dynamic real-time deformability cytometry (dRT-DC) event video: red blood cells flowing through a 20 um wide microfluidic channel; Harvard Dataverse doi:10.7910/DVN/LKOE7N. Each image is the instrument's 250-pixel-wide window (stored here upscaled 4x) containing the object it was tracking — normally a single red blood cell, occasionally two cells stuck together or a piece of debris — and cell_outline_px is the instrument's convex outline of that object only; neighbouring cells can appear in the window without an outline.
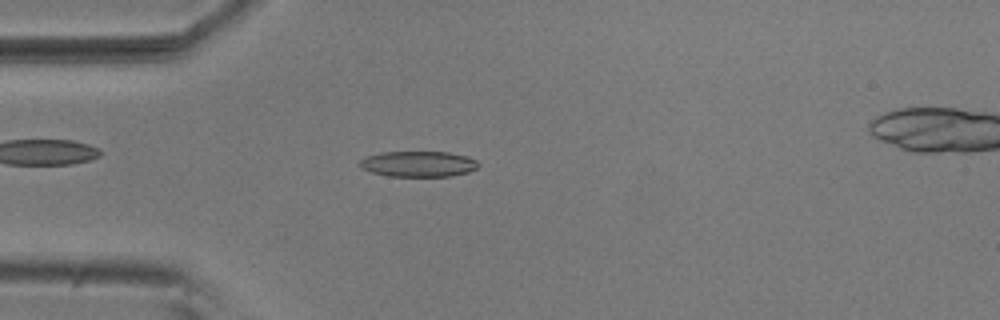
{"species": "common noctule bat (a hibernating species)", "species_latin": "Nyctalus noctula", "temperature_condition": "room temperature", "stored_images_in_passage": 3, "camera_frame_rate_fps": 3000, "um_per_image_px": 0.085, "animal": {"sex": "male", "body_mass_g": 20.5, "forearm_length_mm": 52.5}, "frame": {"image": 1, "passage_image": 3, "time_ms": 0.667, "image_size_px": [1000, 320], "cell_outline_px": [[480, 164], [476, 168], [468, 172], [452, 176], [388, 176], [372, 172], [360, 168], [356, 164], [364, 156], [380, 152], [448, 152], [468, 156], [476, 160]], "centroid_in_image_um": [35.52, 13.93], "position_along_channel_um": 49.5, "area_um2": 17.98}}